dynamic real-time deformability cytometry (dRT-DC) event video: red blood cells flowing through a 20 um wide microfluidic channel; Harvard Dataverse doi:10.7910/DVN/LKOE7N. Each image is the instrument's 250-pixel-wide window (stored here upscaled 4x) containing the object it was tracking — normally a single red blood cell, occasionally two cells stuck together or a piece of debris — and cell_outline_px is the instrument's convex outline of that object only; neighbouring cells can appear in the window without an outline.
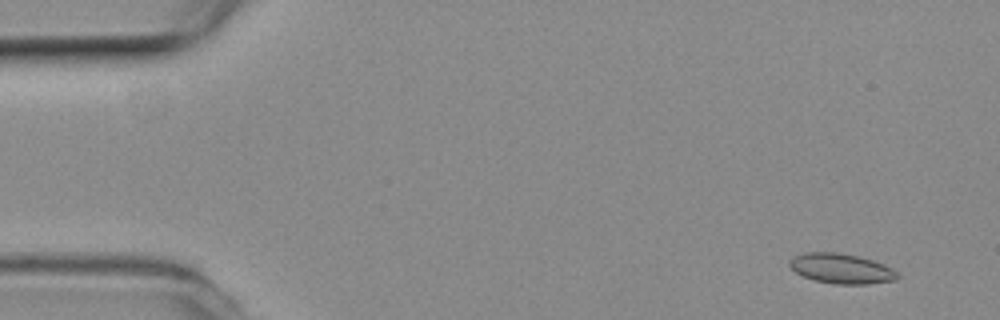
{"species": "common noctule bat (a hibernating species)", "species_latin": "Nyctalus noctula", "temperature_condition": "room temperature", "stored_images_in_passage": 18, "camera_frame_rate_fps": 3000, "um_per_image_px": 0.085, "animal": {"sex": "female", "body_mass_g": 19.3, "forearm_length_mm": 54.1}, "frame": {"image": 1, "passage_image": 4, "time_ms": 1.0, "image_size_px": [1000, 320], "cell_outline_px": [[900, 276], [896, 280], [868, 284], [836, 284], [812, 280], [796, 272], [788, 264], [788, 260], [792, 256], [804, 252], [840, 252], [860, 256], [884, 264], [900, 272]], "centroid_in_image_um": [71.53, 22.82], "position_along_channel_um": 13.5, "area_um2": 19.25}}